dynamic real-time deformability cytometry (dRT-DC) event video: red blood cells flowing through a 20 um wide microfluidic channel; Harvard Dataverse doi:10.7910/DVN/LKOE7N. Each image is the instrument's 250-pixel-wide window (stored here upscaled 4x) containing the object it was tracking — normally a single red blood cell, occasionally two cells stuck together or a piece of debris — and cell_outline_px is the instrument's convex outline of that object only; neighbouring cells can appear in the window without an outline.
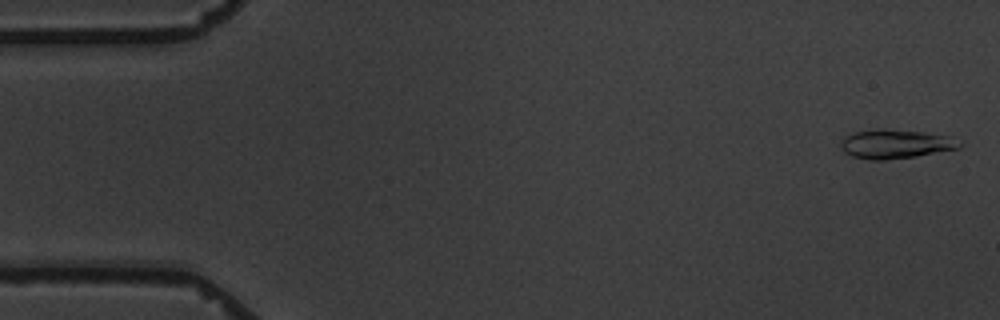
{"species": "common noctule bat (a hibernating species)", "species_latin": "Nyctalus noctula", "temperature_condition": "warm", "stored_images_in_passage": 11, "camera_frame_rate_fps": 3000, "um_per_image_px": 0.085, "animal": {"sex": "male", "body_mass_g": 19.5, "forearm_length_mm": 54.6}, "frame": {"image": 1, "passage_image": 1, "time_ms": 0.0, "image_size_px": [1000, 320], "cell_outline_px": [[964, 144], [960, 148], [916, 156], [888, 160], [868, 160], [852, 156], [844, 152], [840, 148], [840, 140], [844, 136], [856, 132], [880, 128], [924, 132], [952, 136]], "centroid_in_image_um": [76.12, 12.24], "position_along_channel_um": 8.9, "area_um2": 20.4}}
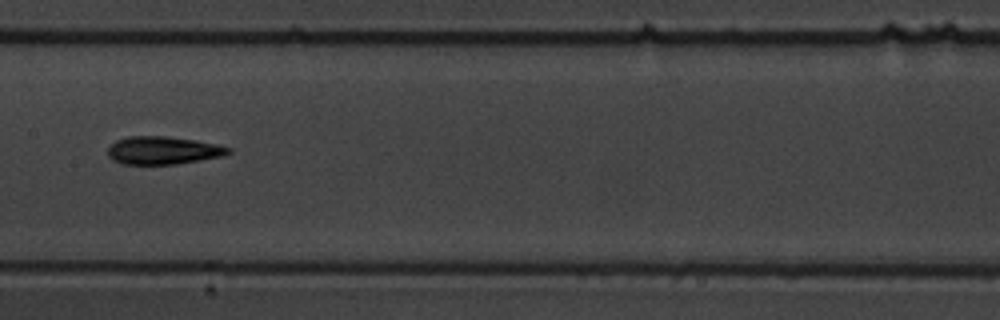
{"frame": {"image": 2, "passage_image": 8, "time_ms": 9.0, "image_size_px": [1000, 320], "cell_outline_px": [[232, 152], [224, 156], [176, 164], [124, 164], [112, 160], [108, 156], [108, 148], [116, 140], [128, 136], [164, 136], [196, 140], [216, 144], [232, 148]], "centroid_in_image_um": [13.87, 12.78], "position_along_channel_um": 193.5, "area_um2": 19.65}}
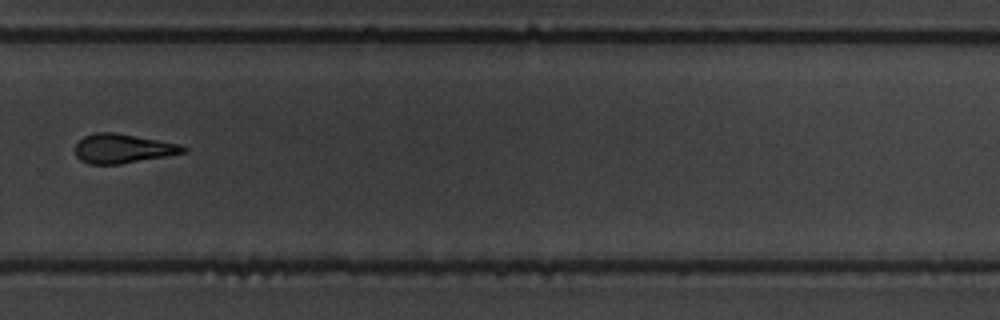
{"frame": {"image": 3, "passage_image": 11, "time_ms": 12.667, "image_size_px": [1000, 320], "cell_outline_px": [[188, 152], [168, 156], [120, 164], [88, 164], [80, 160], [76, 156], [76, 144], [84, 136], [96, 132], [116, 132], [180, 144], [188, 148]], "centroid_in_image_um": [10.47, 12.63], "position_along_channel_um": 319.3, "area_um2": 18.55}}